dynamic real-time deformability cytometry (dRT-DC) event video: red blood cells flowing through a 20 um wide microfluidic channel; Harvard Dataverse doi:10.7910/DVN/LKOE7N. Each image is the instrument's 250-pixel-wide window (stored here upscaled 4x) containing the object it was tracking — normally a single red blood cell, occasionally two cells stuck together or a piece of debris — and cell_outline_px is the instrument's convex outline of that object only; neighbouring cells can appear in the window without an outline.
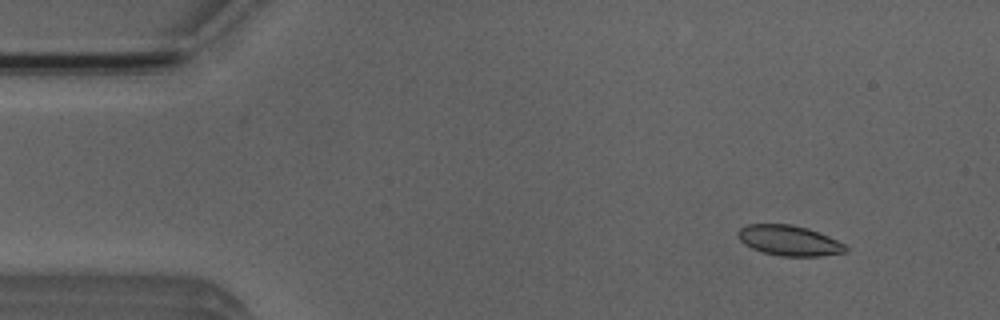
{"species": "Egyptian fruit bat (a non-hibernating species)", "species_latin": "Rousettus aegyptiacus", "temperature_condition": "room temperature", "stored_images_in_passage": 50, "camera_frame_rate_fps": 3000, "um_per_image_px": 0.085, "animal": {"sex": "male"}, "frame": {"image": 1, "passage_image": 3, "time_ms": 0.667, "image_size_px": [1000, 320], "cell_outline_px": [[848, 252], [820, 256], [780, 256], [764, 252], [752, 248], [744, 244], [736, 236], [736, 232], [740, 228], [748, 224], [792, 224], [808, 228], [828, 236], [844, 244], [848, 248]], "centroid_in_image_um": [67.06, 20.44], "position_along_channel_um": 17.9, "area_um2": 19.07}}
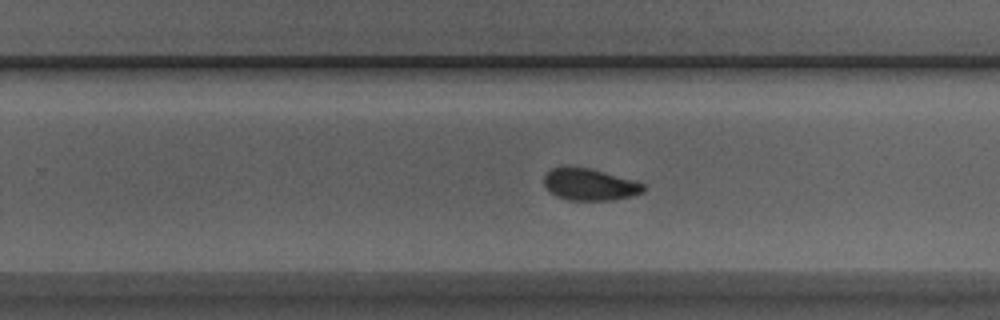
{"frame": {"image": 2, "passage_image": 30, "time_ms": 9.667, "image_size_px": [1000, 320], "cell_outline_px": [[648, 188], [644, 192], [632, 196], [612, 200], [568, 200], [556, 196], [544, 184], [544, 176], [552, 168], [592, 168], [632, 180], [644, 184]], "centroid_in_image_um": [50.18, 15.7], "position_along_channel_um": 279.6, "area_um2": 18.21}}
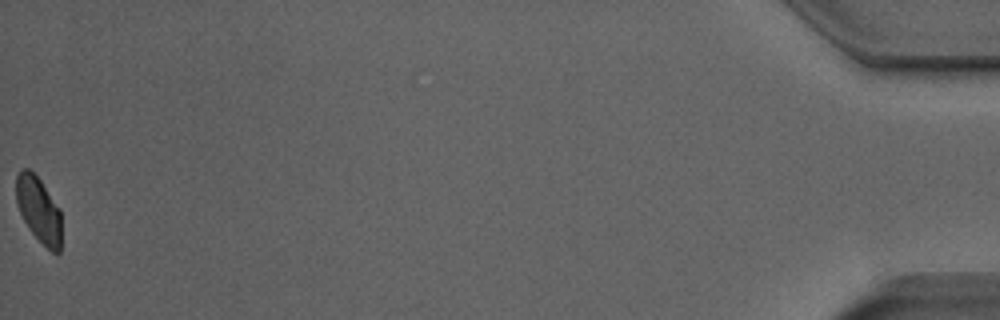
{"frame": {"image": 3, "passage_image": 50, "time_ms": 16.333, "image_size_px": [1000, 320], "cell_outline_px": [[60, 252], [52, 252], [28, 228], [20, 212], [16, 200], [16, 176], [20, 168], [28, 168], [40, 180], [60, 208]], "centroid_in_image_um": [3.27, 17.78], "position_along_channel_um": 431.9, "area_um2": 17.05}, "authors_computed_cell_mechanics": {"area_um2": 19.074, "velocity_mm_per_s": 3.9015, "shape_relaxation_time_tau1_ms": 5.1824, "shape_relaxation_time_tau2_ms": 1.1894, "deformation_change_tau1": 0.1152, "deformation_change_tau2": 0.0483}}